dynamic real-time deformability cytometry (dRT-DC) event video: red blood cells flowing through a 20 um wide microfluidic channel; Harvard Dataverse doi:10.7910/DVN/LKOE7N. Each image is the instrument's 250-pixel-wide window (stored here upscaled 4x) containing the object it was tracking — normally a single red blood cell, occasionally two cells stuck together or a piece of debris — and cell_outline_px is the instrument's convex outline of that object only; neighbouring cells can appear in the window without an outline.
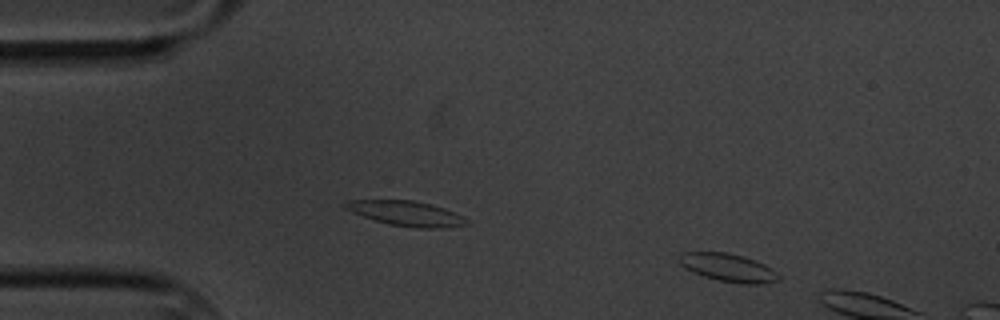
{"species": "common noctule bat (a hibernating species)", "species_latin": "Nyctalus noctula", "temperature_condition": "cold", "stored_images_in_passage": 4, "camera_frame_rate_fps": 3000, "um_per_image_px": 0.085, "animal": {"sex": "male", "body_mass_g": 20.1, "forearm_length_mm": 53.5}, "frame": {"image": 1, "passage_image": 2, "time_ms": 1.0, "image_size_px": [1000, 320], "cell_outline_px": [[780, 280], [764, 284], [740, 284], [720, 280], [704, 276], [692, 272], [684, 268], [680, 264], [680, 252], [728, 252], [744, 256], [756, 260], [772, 268], [780, 276]], "centroid_in_image_um": [61.93, 22.75], "position_along_channel_um": 23.1, "area_um2": 16.42}}